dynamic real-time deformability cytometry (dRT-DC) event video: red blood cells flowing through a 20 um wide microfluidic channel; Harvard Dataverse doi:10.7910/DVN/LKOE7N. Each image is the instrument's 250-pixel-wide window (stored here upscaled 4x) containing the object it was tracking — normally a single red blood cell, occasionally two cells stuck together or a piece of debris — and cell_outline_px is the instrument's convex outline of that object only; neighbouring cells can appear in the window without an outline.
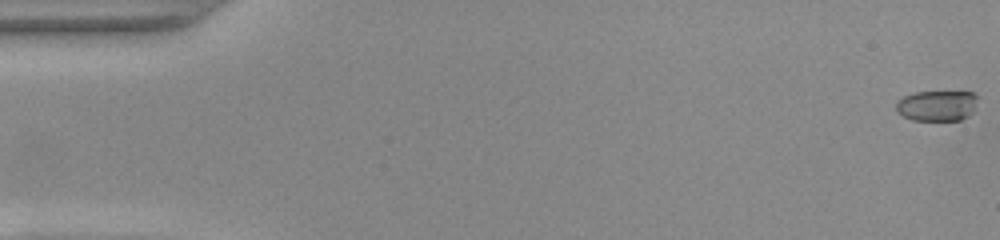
{"species": "common noctule bat (a hibernating species)", "species_latin": "Nyctalus noctula", "temperature_condition": "warm", "stored_images_in_passage": 53, "camera_frame_rate_fps": 3000, "um_per_image_px": 0.085, "animal": {"sex": "female", "body_mass_g": 22.0, "forearm_length_mm": 56.7}, "frame": {"image": 1, "passage_image": 1, "time_ms": 0.0, "image_size_px": [1000, 240], "cell_outline_px": [[976, 96], [972, 112], [968, 116], [960, 120], [912, 120], [896, 112], [896, 100], [904, 96], [916, 92], [972, 92]], "centroid_in_image_um": [79.59, 8.98], "position_along_channel_um": 5.4, "area_um2": 14.39}}
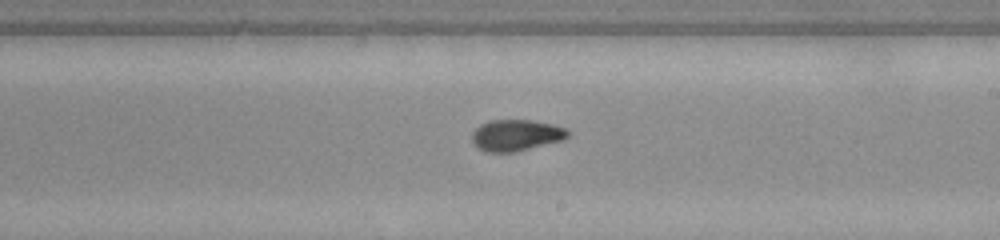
{"frame": {"image": 2, "passage_image": 31, "time_ms": 10.0, "image_size_px": [1000, 240], "cell_outline_px": [[568, 136], [560, 140], [512, 152], [488, 152], [480, 148], [472, 140], [472, 132], [480, 124], [488, 120], [532, 120], [552, 124], [564, 128], [568, 132]], "centroid_in_image_um": [43.82, 11.47], "position_along_channel_um": 245.2, "area_um2": 17.05}}
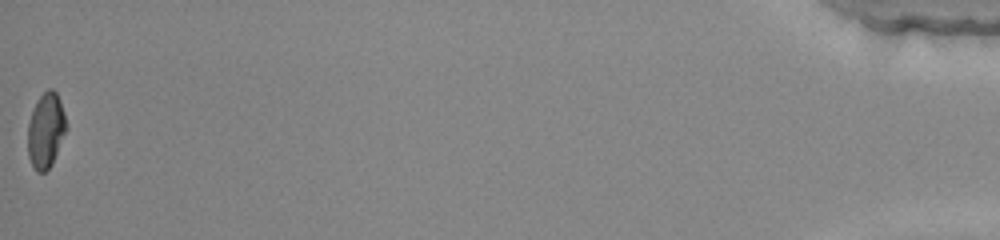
{"frame": {"image": 3, "passage_image": 53, "time_ms": 17.333, "image_size_px": [1000, 240], "cell_outline_px": [[68, 128], [52, 164], [44, 172], [36, 172], [28, 156], [28, 124], [36, 100], [48, 88], [52, 88], [56, 92], [60, 100], [64, 112]], "centroid_in_image_um": [3.91, 11.07], "position_along_channel_um": 431.3, "area_um2": 16.94}, "authors_computed_cell_mechanics": {"area_um2": 17.051, "velocity_mm_per_s": 3.9452, "shape_relaxation_time_tau1_ms": null, "shape_relaxation_time_tau2_ms": 1.7097, "deformation_change_tau1": null, "deformation_change_tau2": 0.0679}}